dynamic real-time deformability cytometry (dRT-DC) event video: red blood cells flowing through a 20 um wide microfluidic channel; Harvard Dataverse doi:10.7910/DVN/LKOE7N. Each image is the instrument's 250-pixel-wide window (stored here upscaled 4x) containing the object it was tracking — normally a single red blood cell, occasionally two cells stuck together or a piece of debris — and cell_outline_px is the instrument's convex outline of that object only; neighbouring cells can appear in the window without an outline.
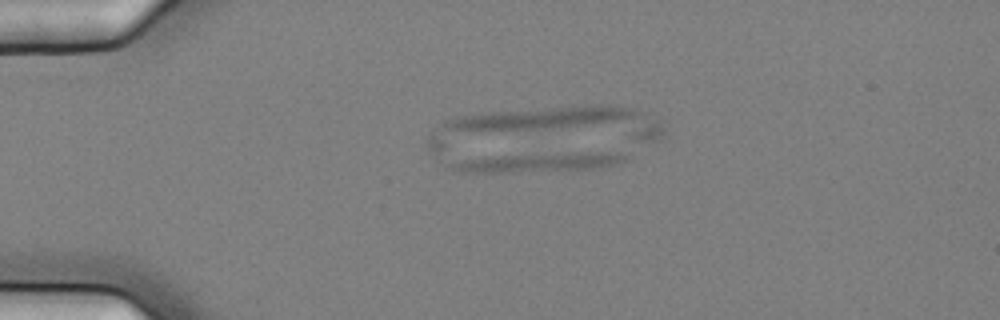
{"species": "common noctule bat (a hibernating species)", "species_latin": "Nyctalus noctula", "temperature_condition": "cold", "stored_images_in_passage": 8, "segment_of_instrument_passage": [1, 2], "camera_frame_rate_fps": 3000, "um_per_image_px": 0.085, "animal": {"sex": "female", "body_mass_g": 25.1}, "frame": {"image": 1, "passage_image": 1, "time_ms": 0.0, "image_size_px": [1000, 320], "cell_outline_px": [[628, 160], [620, 164], [592, 168], [512, 172], [456, 172], [444, 168], [448, 160], [500, 156], [576, 152], [620, 152], [628, 156]], "centroid_in_image_um": [45.66, 13.79], "position_along_channel_um": 39.3, "area_um2": 19.65}}